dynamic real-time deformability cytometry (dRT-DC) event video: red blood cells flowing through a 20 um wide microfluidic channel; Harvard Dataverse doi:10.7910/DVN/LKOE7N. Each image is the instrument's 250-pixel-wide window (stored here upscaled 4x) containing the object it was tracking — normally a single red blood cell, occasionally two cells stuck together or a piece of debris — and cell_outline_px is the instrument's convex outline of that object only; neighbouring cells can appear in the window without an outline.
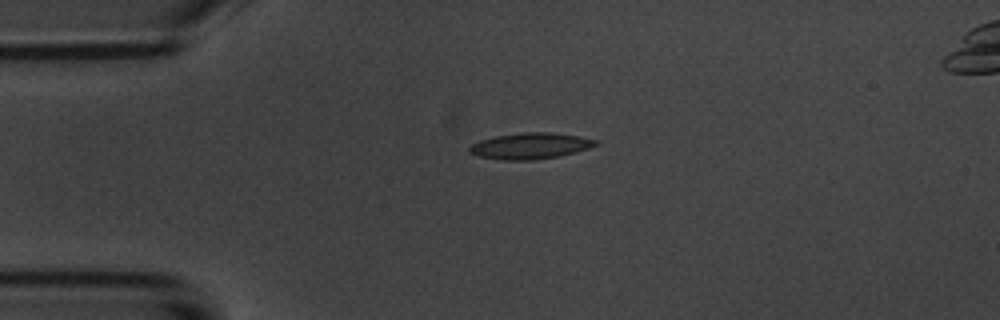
{"species": "common noctule bat (a hibernating species)", "species_latin": "Nyctalus noctula", "temperature_condition": "room temperature", "stored_images_in_passage": 3, "camera_frame_rate_fps": 3000, "um_per_image_px": 0.085, "animal": {"sex": "male", "body_mass_g": 20.1, "forearm_length_mm": 53.5}, "frame": {"image": 1, "passage_image": 1, "time_ms": 0.0, "image_size_px": [1000, 320], "cell_outline_px": [[600, 144], [588, 148], [560, 156], [536, 160], [504, 160], [480, 156], [468, 152], [468, 148], [472, 144], [480, 140], [496, 136], [524, 132], [548, 132], [580, 136], [596, 140]], "centroid_in_image_um": [45.08, 12.4], "position_along_channel_um": 39.9, "area_um2": 19.13}}